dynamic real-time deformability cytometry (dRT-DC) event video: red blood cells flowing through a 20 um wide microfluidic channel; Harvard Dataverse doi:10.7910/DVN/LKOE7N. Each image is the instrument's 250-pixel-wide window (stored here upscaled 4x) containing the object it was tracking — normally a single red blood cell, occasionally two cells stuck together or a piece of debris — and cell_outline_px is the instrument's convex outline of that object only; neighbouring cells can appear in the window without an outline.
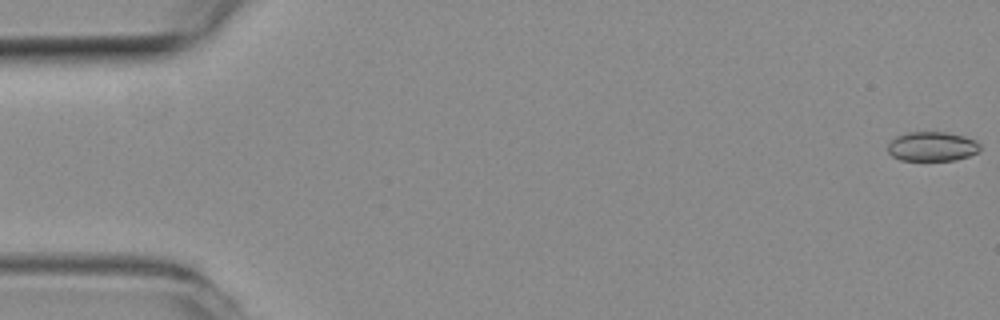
{"species": "common noctule bat (a hibernating species)", "species_latin": "Nyctalus noctula", "temperature_condition": "room temperature", "stored_images_in_passage": 57, "camera_frame_rate_fps": 3000, "um_per_image_px": 0.085, "animal": {"sex": "female", "body_mass_g": 19.3, "forearm_length_mm": 54.1}, "frame": {"image": 1, "passage_image": 1, "time_ms": 0.0, "image_size_px": [1000, 320], "cell_outline_px": [[980, 148], [976, 152], [968, 156], [956, 160], [900, 160], [892, 156], [888, 152], [888, 144], [896, 136], [908, 132], [944, 132], [964, 136], [976, 140], [980, 144]], "centroid_in_image_um": [79.22, 12.45], "position_along_channel_um": 5.8, "area_um2": 15.78}}
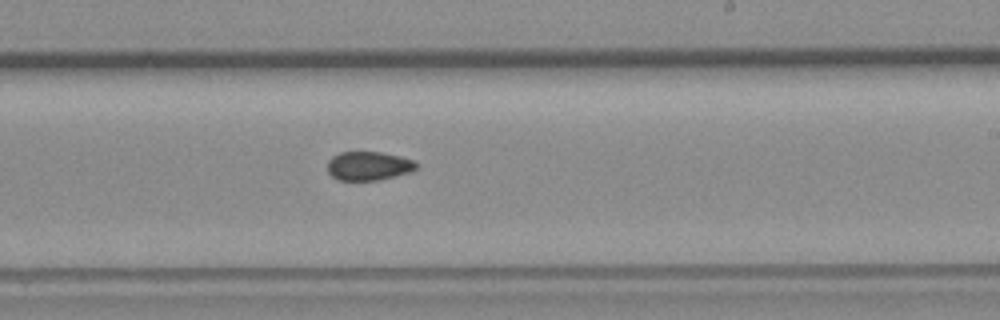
{"frame": {"image": 2, "passage_image": 34, "time_ms": 11.0, "image_size_px": [1000, 320], "cell_outline_px": [[416, 168], [412, 172], [380, 180], [336, 180], [328, 172], [328, 160], [332, 156], [340, 152], [380, 152], [400, 156], [412, 160], [416, 164]], "centroid_in_image_um": [31.31, 14.11], "position_along_channel_um": 257.7, "area_um2": 14.97}}
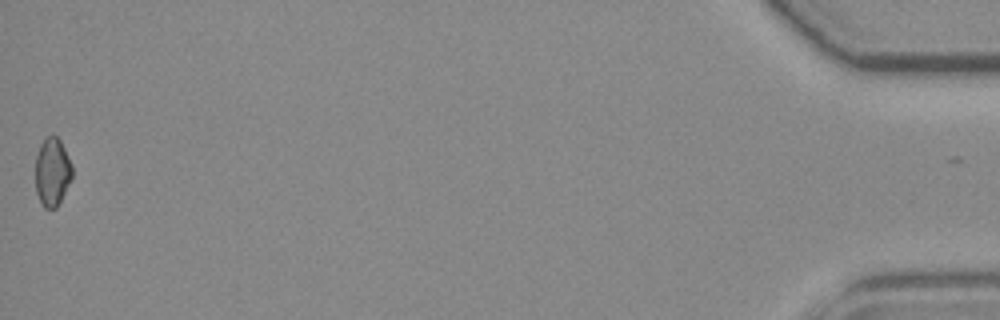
{"frame": {"image": 3, "passage_image": 57, "time_ms": 18.667, "image_size_px": [1000, 320], "cell_outline_px": [[72, 176], [56, 208], [44, 208], [36, 192], [36, 156], [40, 144], [52, 132], [60, 140], [72, 164]], "centroid_in_image_um": [4.43, 14.58], "position_along_channel_um": 430.8, "area_um2": 14.45}, "authors_computed_cell_mechanics": {"area_um2": 15.6638, "velocity_mm_per_s": 3.6398, "shape_relaxation_time_tau1_ms": null, "shape_relaxation_time_tau2_ms": 4.3336, "deformation_change_tau1": null, "deformation_change_tau2": 0.0652}}